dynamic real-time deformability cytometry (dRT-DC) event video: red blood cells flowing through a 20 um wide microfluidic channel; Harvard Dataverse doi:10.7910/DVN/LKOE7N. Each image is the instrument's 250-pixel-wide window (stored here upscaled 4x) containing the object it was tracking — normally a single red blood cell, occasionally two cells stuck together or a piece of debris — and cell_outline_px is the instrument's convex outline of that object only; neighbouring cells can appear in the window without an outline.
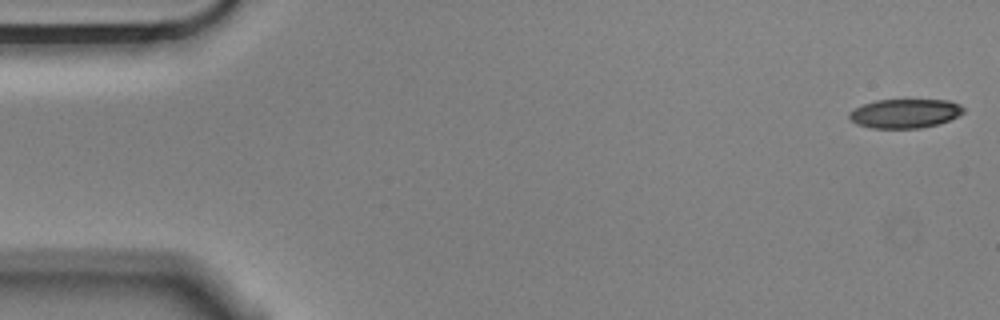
{"species": "Egyptian fruit bat (a non-hibernating species)", "species_latin": "Rousettus aegyptiacus", "temperature_condition": "cold", "stored_images_in_passage": 4, "camera_frame_rate_fps": 3000, "um_per_image_px": 0.085, "animal": {"sex": "male"}, "frame": {"image": 1, "passage_image": 1, "time_ms": 0.0, "image_size_px": [1000, 320], "cell_outline_px": [[964, 112], [948, 120], [936, 124], [920, 128], [872, 128], [856, 124], [848, 116], [848, 112], [864, 104], [876, 100], [948, 100], [960, 104], [964, 108]], "centroid_in_image_um": [76.9, 9.64], "position_along_channel_um": 8.1, "area_um2": 19.19}}